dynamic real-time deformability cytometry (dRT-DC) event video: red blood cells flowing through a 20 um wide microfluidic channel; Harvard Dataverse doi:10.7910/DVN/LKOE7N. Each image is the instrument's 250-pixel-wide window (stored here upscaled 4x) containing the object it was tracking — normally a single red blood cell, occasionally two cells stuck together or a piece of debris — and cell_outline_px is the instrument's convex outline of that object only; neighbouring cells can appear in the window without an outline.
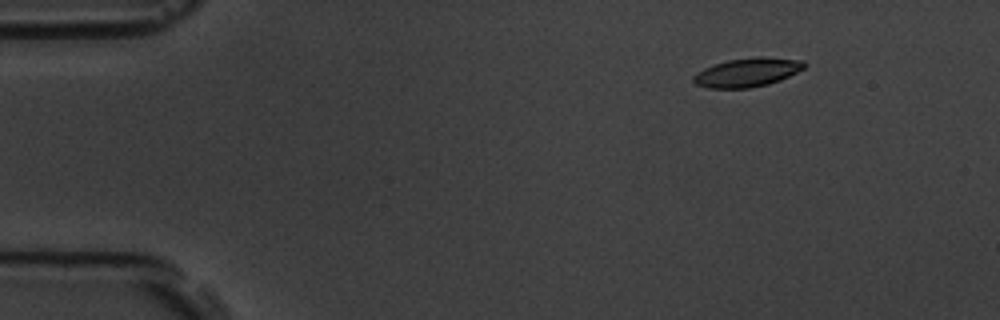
{"species": "common noctule bat (a hibernating species)", "species_latin": "Nyctalus noctula", "temperature_condition": "room temperature", "stored_images_in_passage": 11, "camera_frame_rate_fps": 3000, "um_per_image_px": 0.085, "animal": {"sex": "male", "body_mass_g": 19.5, "forearm_length_mm": 54.6}, "frame": {"image": 1, "passage_image": 2, "time_ms": 0.333, "image_size_px": [1000, 320], "cell_outline_px": [[808, 64], [804, 68], [780, 80], [768, 84], [748, 88], [708, 88], [696, 84], [692, 80], [692, 76], [696, 72], [704, 68], [728, 60], [756, 56], [760, 56], [804, 60]], "centroid_in_image_um": [63.53, 6.14], "position_along_channel_um": 21.5, "area_um2": 18.67}}
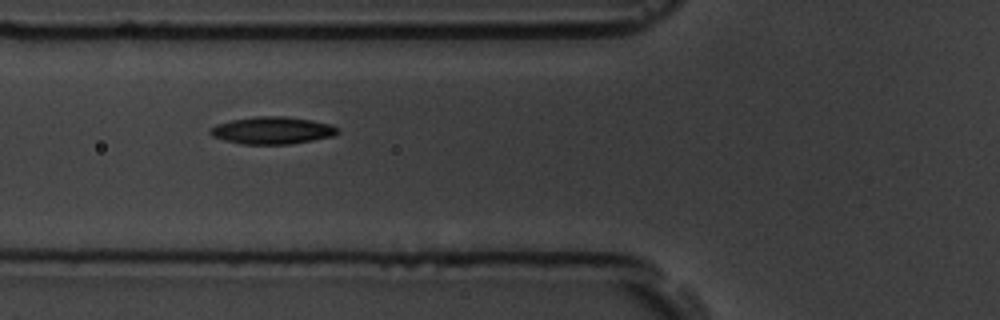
{"frame": {"image": 2, "passage_image": 6, "time_ms": 1.667, "image_size_px": [1000, 320], "cell_outline_px": [[340, 132], [332, 136], [312, 140], [288, 144], [240, 144], [224, 140], [212, 136], [208, 132], [208, 128], [216, 124], [232, 120], [256, 116], [288, 116], [312, 120], [332, 124], [340, 128]], "centroid_in_image_um": [23.14, 11.07], "position_along_channel_um": 102.7, "area_um2": 20.46}}
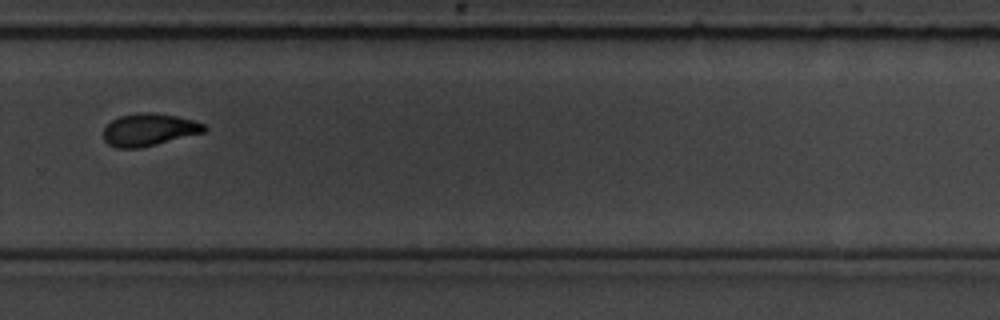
{"frame": {"image": 3, "passage_image": 11, "time_ms": 3.333, "image_size_px": [1000, 320], "cell_outline_px": [[208, 128], [204, 132], [140, 148], [116, 148], [108, 144], [104, 140], [104, 128], [112, 120], [120, 116], [136, 112], [152, 112], [176, 116], [192, 120], [204, 124]], "centroid_in_image_um": [12.64, 11.02], "position_along_channel_um": 317.2, "area_um2": 18.96}}